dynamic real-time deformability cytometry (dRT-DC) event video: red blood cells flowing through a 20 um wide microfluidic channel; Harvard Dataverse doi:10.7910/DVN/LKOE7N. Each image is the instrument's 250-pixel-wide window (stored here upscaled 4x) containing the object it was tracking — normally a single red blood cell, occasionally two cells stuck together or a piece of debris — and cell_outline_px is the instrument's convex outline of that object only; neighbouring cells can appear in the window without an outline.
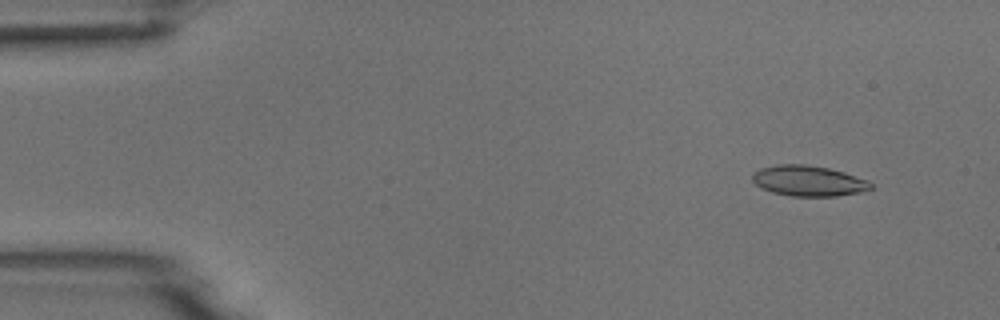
{"species": "common noctule bat (a hibernating species)", "species_latin": "Nyctalus noctula", "temperature_condition": "room temperature", "stored_images_in_passage": 3, "camera_frame_rate_fps": 3000, "um_per_image_px": 0.085, "animal": {"sex": "male", "body_mass_g": 18.8}, "frame": {"image": 1, "passage_image": 1, "time_ms": 0.0, "image_size_px": [1000, 320], "cell_outline_px": [[872, 188], [864, 192], [836, 196], [792, 196], [772, 192], [760, 188], [752, 180], [752, 172], [760, 168], [776, 164], [804, 164], [828, 168], [844, 172], [868, 180], [872, 184]], "centroid_in_image_um": [68.71, 15.37], "position_along_channel_um": 16.3, "area_um2": 21.27}}
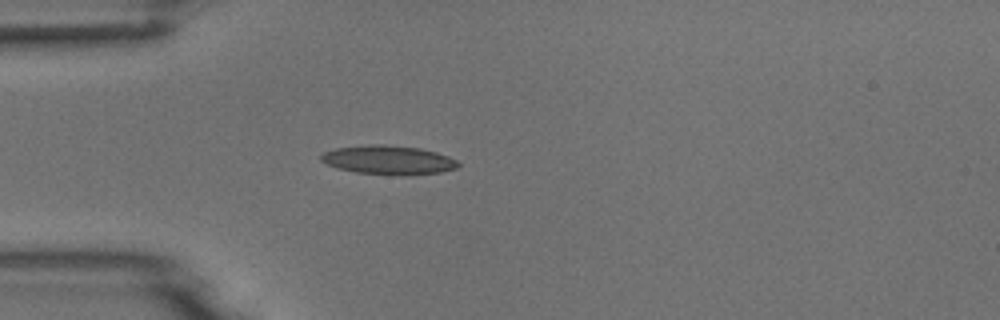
{"frame": {"image": 2, "passage_image": 3, "time_ms": 3.333, "image_size_px": [1000, 320], "cell_outline_px": [[460, 164], [456, 168], [440, 172], [400, 176], [356, 172], [336, 168], [320, 160], [320, 156], [324, 152], [336, 148], [368, 144], [384, 144], [420, 148], [436, 152], [448, 156], [456, 160]], "centroid_in_image_um": [33.01, 13.6], "position_along_channel_um": 52.0, "area_um2": 23.24}}